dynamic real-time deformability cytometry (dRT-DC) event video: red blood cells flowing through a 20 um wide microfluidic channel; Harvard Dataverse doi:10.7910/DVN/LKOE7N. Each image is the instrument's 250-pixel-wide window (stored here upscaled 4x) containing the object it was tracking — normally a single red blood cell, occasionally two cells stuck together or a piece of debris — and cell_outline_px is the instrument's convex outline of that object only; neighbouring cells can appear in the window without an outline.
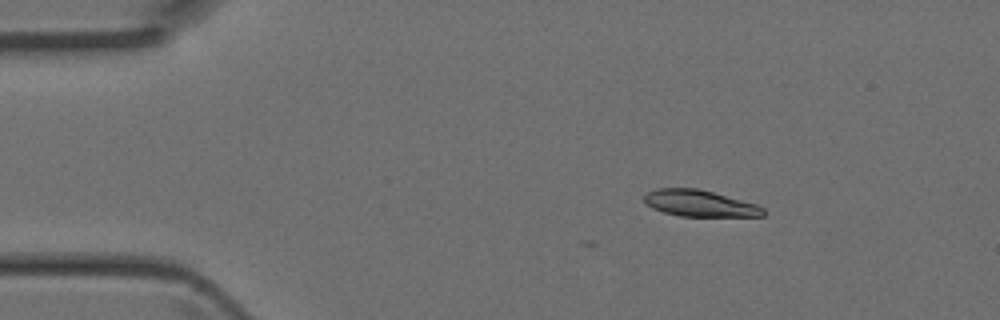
{"species": "Egyptian fruit bat (a non-hibernating species)", "species_latin": "Rousettus aegyptiacus", "temperature_condition": "room temperature", "stored_images_in_passage": 4, "camera_frame_rate_fps": 3000, "um_per_image_px": 0.085, "animal": {"sex": "female"}, "frame": {"image": 1, "passage_image": 2, "time_ms": 0.333, "image_size_px": [1000, 320], "cell_outline_px": [[764, 216], [680, 216], [664, 212], [652, 208], [644, 200], [644, 196], [648, 192], [656, 188], [696, 188], [712, 192], [756, 204], [764, 208]], "centroid_in_image_um": [59.46, 17.28], "position_along_channel_um": 25.5, "area_um2": 18.09}}
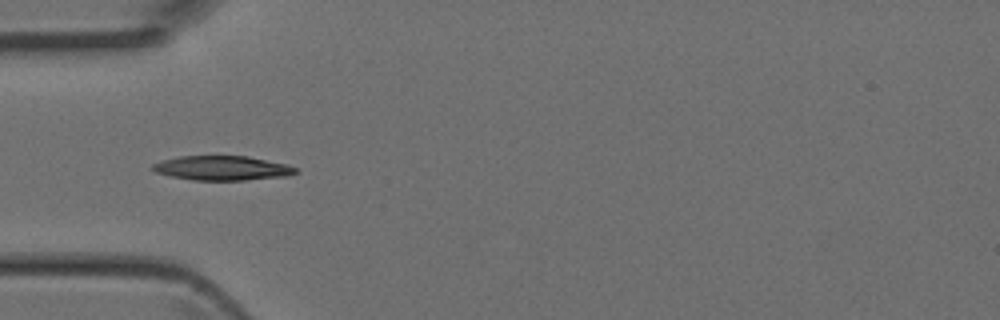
{"frame": {"image": 2, "passage_image": 3, "time_ms": 0.667, "image_size_px": [1000, 320], "cell_outline_px": [[300, 172], [288, 176], [244, 180], [192, 180], [172, 176], [156, 172], [152, 168], [152, 164], [164, 160], [180, 156], [248, 156], [288, 164], [300, 168]], "centroid_in_image_um": [18.98, 14.29], "position_along_channel_um": 66.0, "area_um2": 20.46}}
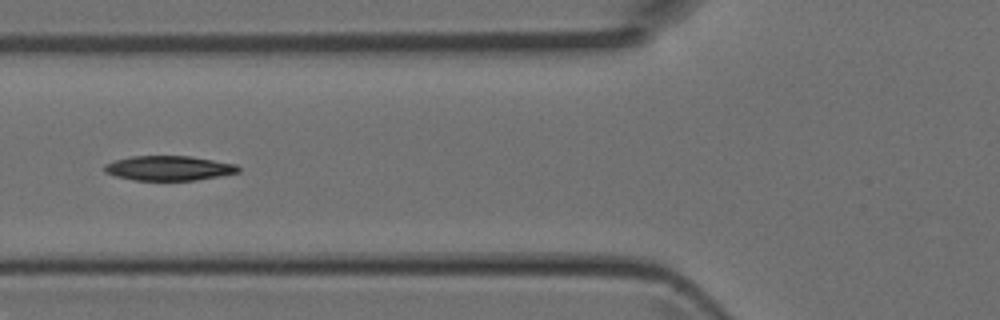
{"frame": {"image": 3, "passage_image": 4, "time_ms": 1.0, "image_size_px": [1000, 320], "cell_outline_px": [[240, 172], [220, 176], [196, 180], [132, 180], [116, 176], [104, 172], [104, 164], [116, 160], [132, 156], [188, 156], [236, 164], [240, 168]], "centroid_in_image_um": [14.34, 14.3], "position_along_channel_um": 111.5, "area_um2": 19.19}}